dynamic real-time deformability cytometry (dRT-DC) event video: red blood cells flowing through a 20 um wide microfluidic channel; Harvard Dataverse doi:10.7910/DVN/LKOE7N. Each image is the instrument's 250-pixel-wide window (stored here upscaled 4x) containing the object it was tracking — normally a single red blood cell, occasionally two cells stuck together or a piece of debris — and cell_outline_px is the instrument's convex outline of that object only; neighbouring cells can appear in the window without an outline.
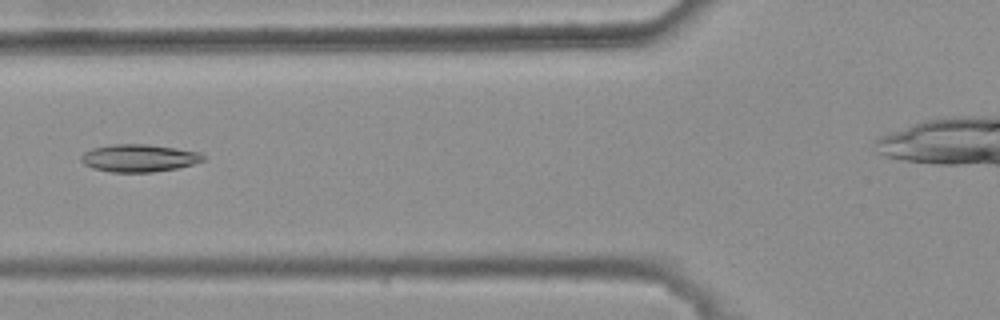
{"species": "common noctule bat (a hibernating species)", "species_latin": "Nyctalus noctula", "temperature_condition": "warm", "stored_images_in_passage": 4, "camera_frame_rate_fps": 3000, "um_per_image_px": 0.085, "animal": {"sex": "female", "body_mass_g": 25.1}, "frame": {"image": 1, "passage_image": 3, "time_ms": 0.667, "image_size_px": [1000, 320], "cell_outline_px": [[204, 160], [192, 164], [176, 168], [152, 172], [112, 172], [92, 168], [84, 164], [80, 160], [80, 156], [84, 152], [92, 148], [112, 144], [148, 144], [176, 148], [200, 152], [204, 156]], "centroid_in_image_um": [11.78, 13.43], "position_along_channel_um": 114.0, "area_um2": 19.59}}
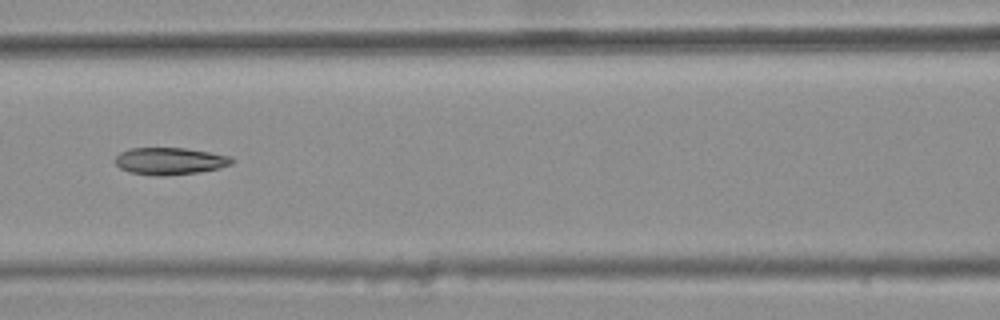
{"frame": {"image": 2, "passage_image": 4, "time_ms": 1.0, "image_size_px": [1000, 320], "cell_outline_px": [[236, 160], [232, 164], [216, 168], [196, 172], [164, 176], [156, 176], [132, 172], [120, 168], [116, 164], [116, 156], [120, 152], [132, 148], [184, 148], [232, 156]], "centroid_in_image_um": [14.45, 13.68], "position_along_channel_um": 152.1, "area_um2": 18.21}}